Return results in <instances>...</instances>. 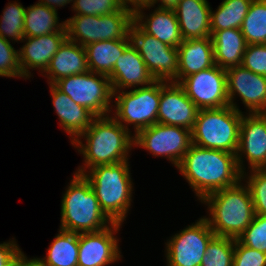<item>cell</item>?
<instances>
[{
    "label": "cell",
    "instance_id": "41",
    "mask_svg": "<svg viewBox=\"0 0 266 266\" xmlns=\"http://www.w3.org/2000/svg\"><path fill=\"white\" fill-rule=\"evenodd\" d=\"M41 2V4H45L46 6H48L51 9L57 10L56 7H62L70 2H72L73 0H39Z\"/></svg>",
    "mask_w": 266,
    "mask_h": 266
},
{
    "label": "cell",
    "instance_id": "21",
    "mask_svg": "<svg viewBox=\"0 0 266 266\" xmlns=\"http://www.w3.org/2000/svg\"><path fill=\"white\" fill-rule=\"evenodd\" d=\"M178 49L177 83L185 77L215 66L211 37L183 40Z\"/></svg>",
    "mask_w": 266,
    "mask_h": 266
},
{
    "label": "cell",
    "instance_id": "31",
    "mask_svg": "<svg viewBox=\"0 0 266 266\" xmlns=\"http://www.w3.org/2000/svg\"><path fill=\"white\" fill-rule=\"evenodd\" d=\"M235 239L215 236L206 248L200 266H233Z\"/></svg>",
    "mask_w": 266,
    "mask_h": 266
},
{
    "label": "cell",
    "instance_id": "17",
    "mask_svg": "<svg viewBox=\"0 0 266 266\" xmlns=\"http://www.w3.org/2000/svg\"><path fill=\"white\" fill-rule=\"evenodd\" d=\"M120 225L114 222L97 232L80 233L78 266H106L119 260L118 239L113 235Z\"/></svg>",
    "mask_w": 266,
    "mask_h": 266
},
{
    "label": "cell",
    "instance_id": "38",
    "mask_svg": "<svg viewBox=\"0 0 266 266\" xmlns=\"http://www.w3.org/2000/svg\"><path fill=\"white\" fill-rule=\"evenodd\" d=\"M233 266H266V253L242 245L235 239Z\"/></svg>",
    "mask_w": 266,
    "mask_h": 266
},
{
    "label": "cell",
    "instance_id": "32",
    "mask_svg": "<svg viewBox=\"0 0 266 266\" xmlns=\"http://www.w3.org/2000/svg\"><path fill=\"white\" fill-rule=\"evenodd\" d=\"M25 9L22 4L17 2L9 3L3 11L0 19V37L11 38L15 41H24V18Z\"/></svg>",
    "mask_w": 266,
    "mask_h": 266
},
{
    "label": "cell",
    "instance_id": "37",
    "mask_svg": "<svg viewBox=\"0 0 266 266\" xmlns=\"http://www.w3.org/2000/svg\"><path fill=\"white\" fill-rule=\"evenodd\" d=\"M241 65L256 74L266 76V44L247 45Z\"/></svg>",
    "mask_w": 266,
    "mask_h": 266
},
{
    "label": "cell",
    "instance_id": "36",
    "mask_svg": "<svg viewBox=\"0 0 266 266\" xmlns=\"http://www.w3.org/2000/svg\"><path fill=\"white\" fill-rule=\"evenodd\" d=\"M9 40L0 37V76L22 77L19 54Z\"/></svg>",
    "mask_w": 266,
    "mask_h": 266
},
{
    "label": "cell",
    "instance_id": "44",
    "mask_svg": "<svg viewBox=\"0 0 266 266\" xmlns=\"http://www.w3.org/2000/svg\"><path fill=\"white\" fill-rule=\"evenodd\" d=\"M262 169L266 172V165Z\"/></svg>",
    "mask_w": 266,
    "mask_h": 266
},
{
    "label": "cell",
    "instance_id": "35",
    "mask_svg": "<svg viewBox=\"0 0 266 266\" xmlns=\"http://www.w3.org/2000/svg\"><path fill=\"white\" fill-rule=\"evenodd\" d=\"M247 181L254 212L258 215H266V172L263 169H252Z\"/></svg>",
    "mask_w": 266,
    "mask_h": 266
},
{
    "label": "cell",
    "instance_id": "2",
    "mask_svg": "<svg viewBox=\"0 0 266 266\" xmlns=\"http://www.w3.org/2000/svg\"><path fill=\"white\" fill-rule=\"evenodd\" d=\"M79 137L86 139V145ZM72 144L80 148L78 151L83 154L84 166L91 169L98 165H111L128 160V151L134 144V137L132 138L129 129L114 117L97 116Z\"/></svg>",
    "mask_w": 266,
    "mask_h": 266
},
{
    "label": "cell",
    "instance_id": "33",
    "mask_svg": "<svg viewBox=\"0 0 266 266\" xmlns=\"http://www.w3.org/2000/svg\"><path fill=\"white\" fill-rule=\"evenodd\" d=\"M237 240L242 245L266 253V215L255 214L250 225Z\"/></svg>",
    "mask_w": 266,
    "mask_h": 266
},
{
    "label": "cell",
    "instance_id": "43",
    "mask_svg": "<svg viewBox=\"0 0 266 266\" xmlns=\"http://www.w3.org/2000/svg\"><path fill=\"white\" fill-rule=\"evenodd\" d=\"M15 266H39L33 259H27L24 255Z\"/></svg>",
    "mask_w": 266,
    "mask_h": 266
},
{
    "label": "cell",
    "instance_id": "14",
    "mask_svg": "<svg viewBox=\"0 0 266 266\" xmlns=\"http://www.w3.org/2000/svg\"><path fill=\"white\" fill-rule=\"evenodd\" d=\"M229 105L240 111L233 98L239 94L249 113H266V76L256 74L242 65L226 69Z\"/></svg>",
    "mask_w": 266,
    "mask_h": 266
},
{
    "label": "cell",
    "instance_id": "42",
    "mask_svg": "<svg viewBox=\"0 0 266 266\" xmlns=\"http://www.w3.org/2000/svg\"><path fill=\"white\" fill-rule=\"evenodd\" d=\"M157 1L161 2V5L159 6V8H170V9H173L176 6V4L179 2V0H153V5L142 6L140 8L145 9V7H146L148 9V8L154 6V4Z\"/></svg>",
    "mask_w": 266,
    "mask_h": 266
},
{
    "label": "cell",
    "instance_id": "1",
    "mask_svg": "<svg viewBox=\"0 0 266 266\" xmlns=\"http://www.w3.org/2000/svg\"><path fill=\"white\" fill-rule=\"evenodd\" d=\"M177 168L200 200L217 190L234 186L242 179L235 153L202 148L193 143Z\"/></svg>",
    "mask_w": 266,
    "mask_h": 266
},
{
    "label": "cell",
    "instance_id": "27",
    "mask_svg": "<svg viewBox=\"0 0 266 266\" xmlns=\"http://www.w3.org/2000/svg\"><path fill=\"white\" fill-rule=\"evenodd\" d=\"M44 259L33 258L39 266H78L79 234L60 229Z\"/></svg>",
    "mask_w": 266,
    "mask_h": 266
},
{
    "label": "cell",
    "instance_id": "7",
    "mask_svg": "<svg viewBox=\"0 0 266 266\" xmlns=\"http://www.w3.org/2000/svg\"><path fill=\"white\" fill-rule=\"evenodd\" d=\"M133 22L134 11L123 6L109 15H74L65 21V28L67 39L85 47L98 41L130 39Z\"/></svg>",
    "mask_w": 266,
    "mask_h": 266
},
{
    "label": "cell",
    "instance_id": "10",
    "mask_svg": "<svg viewBox=\"0 0 266 266\" xmlns=\"http://www.w3.org/2000/svg\"><path fill=\"white\" fill-rule=\"evenodd\" d=\"M129 37L155 80L177 83L178 49L145 33L135 22Z\"/></svg>",
    "mask_w": 266,
    "mask_h": 266
},
{
    "label": "cell",
    "instance_id": "5",
    "mask_svg": "<svg viewBox=\"0 0 266 266\" xmlns=\"http://www.w3.org/2000/svg\"><path fill=\"white\" fill-rule=\"evenodd\" d=\"M61 202L62 230L78 234L97 232L114 223L101 209L95 192L83 174H74Z\"/></svg>",
    "mask_w": 266,
    "mask_h": 266
},
{
    "label": "cell",
    "instance_id": "34",
    "mask_svg": "<svg viewBox=\"0 0 266 266\" xmlns=\"http://www.w3.org/2000/svg\"><path fill=\"white\" fill-rule=\"evenodd\" d=\"M75 15H109L119 11L123 0H73Z\"/></svg>",
    "mask_w": 266,
    "mask_h": 266
},
{
    "label": "cell",
    "instance_id": "6",
    "mask_svg": "<svg viewBox=\"0 0 266 266\" xmlns=\"http://www.w3.org/2000/svg\"><path fill=\"white\" fill-rule=\"evenodd\" d=\"M242 113L230 105L198 110L191 130L192 143L237 154Z\"/></svg>",
    "mask_w": 266,
    "mask_h": 266
},
{
    "label": "cell",
    "instance_id": "28",
    "mask_svg": "<svg viewBox=\"0 0 266 266\" xmlns=\"http://www.w3.org/2000/svg\"><path fill=\"white\" fill-rule=\"evenodd\" d=\"M57 10L36 3L25 9L24 37H37L66 31L65 22L59 23Z\"/></svg>",
    "mask_w": 266,
    "mask_h": 266
},
{
    "label": "cell",
    "instance_id": "16",
    "mask_svg": "<svg viewBox=\"0 0 266 266\" xmlns=\"http://www.w3.org/2000/svg\"><path fill=\"white\" fill-rule=\"evenodd\" d=\"M198 110L179 83L160 80V102L157 123L180 126L191 131Z\"/></svg>",
    "mask_w": 266,
    "mask_h": 266
},
{
    "label": "cell",
    "instance_id": "19",
    "mask_svg": "<svg viewBox=\"0 0 266 266\" xmlns=\"http://www.w3.org/2000/svg\"><path fill=\"white\" fill-rule=\"evenodd\" d=\"M113 92L138 85H150L155 78L149 72L142 57L130 43L117 59L113 71L108 75Z\"/></svg>",
    "mask_w": 266,
    "mask_h": 266
},
{
    "label": "cell",
    "instance_id": "20",
    "mask_svg": "<svg viewBox=\"0 0 266 266\" xmlns=\"http://www.w3.org/2000/svg\"><path fill=\"white\" fill-rule=\"evenodd\" d=\"M173 10L183 40L211 37V8L207 0H179Z\"/></svg>",
    "mask_w": 266,
    "mask_h": 266
},
{
    "label": "cell",
    "instance_id": "29",
    "mask_svg": "<svg viewBox=\"0 0 266 266\" xmlns=\"http://www.w3.org/2000/svg\"><path fill=\"white\" fill-rule=\"evenodd\" d=\"M253 0H223L216 12L210 11L211 36L218 30L240 29Z\"/></svg>",
    "mask_w": 266,
    "mask_h": 266
},
{
    "label": "cell",
    "instance_id": "22",
    "mask_svg": "<svg viewBox=\"0 0 266 266\" xmlns=\"http://www.w3.org/2000/svg\"><path fill=\"white\" fill-rule=\"evenodd\" d=\"M141 8L134 11V22L147 34L156 37L161 42L177 48L183 41L175 11L170 8H156L143 21ZM144 22V23H143Z\"/></svg>",
    "mask_w": 266,
    "mask_h": 266
},
{
    "label": "cell",
    "instance_id": "12",
    "mask_svg": "<svg viewBox=\"0 0 266 266\" xmlns=\"http://www.w3.org/2000/svg\"><path fill=\"white\" fill-rule=\"evenodd\" d=\"M215 237L205 217L167 242V266H200L208 243Z\"/></svg>",
    "mask_w": 266,
    "mask_h": 266
},
{
    "label": "cell",
    "instance_id": "11",
    "mask_svg": "<svg viewBox=\"0 0 266 266\" xmlns=\"http://www.w3.org/2000/svg\"><path fill=\"white\" fill-rule=\"evenodd\" d=\"M132 137L135 146L147 149L153 156H166L176 167L192 144L189 129L159 123L139 130Z\"/></svg>",
    "mask_w": 266,
    "mask_h": 266
},
{
    "label": "cell",
    "instance_id": "4",
    "mask_svg": "<svg viewBox=\"0 0 266 266\" xmlns=\"http://www.w3.org/2000/svg\"><path fill=\"white\" fill-rule=\"evenodd\" d=\"M128 160L111 165H98L86 173L80 167L76 173L83 174L89 181L104 213L116 223L125 220L131 206L132 182Z\"/></svg>",
    "mask_w": 266,
    "mask_h": 266
},
{
    "label": "cell",
    "instance_id": "39",
    "mask_svg": "<svg viewBox=\"0 0 266 266\" xmlns=\"http://www.w3.org/2000/svg\"><path fill=\"white\" fill-rule=\"evenodd\" d=\"M23 256L15 241L0 244V266H15Z\"/></svg>",
    "mask_w": 266,
    "mask_h": 266
},
{
    "label": "cell",
    "instance_id": "30",
    "mask_svg": "<svg viewBox=\"0 0 266 266\" xmlns=\"http://www.w3.org/2000/svg\"><path fill=\"white\" fill-rule=\"evenodd\" d=\"M248 45L266 44V0H253L240 28Z\"/></svg>",
    "mask_w": 266,
    "mask_h": 266
},
{
    "label": "cell",
    "instance_id": "26",
    "mask_svg": "<svg viewBox=\"0 0 266 266\" xmlns=\"http://www.w3.org/2000/svg\"><path fill=\"white\" fill-rule=\"evenodd\" d=\"M131 43L130 39L93 42L85 46L88 70L109 75L117 59Z\"/></svg>",
    "mask_w": 266,
    "mask_h": 266
},
{
    "label": "cell",
    "instance_id": "24",
    "mask_svg": "<svg viewBox=\"0 0 266 266\" xmlns=\"http://www.w3.org/2000/svg\"><path fill=\"white\" fill-rule=\"evenodd\" d=\"M87 71L89 70L85 47L66 39L54 54L45 72L49 75V84H55L62 78Z\"/></svg>",
    "mask_w": 266,
    "mask_h": 266
},
{
    "label": "cell",
    "instance_id": "25",
    "mask_svg": "<svg viewBox=\"0 0 266 266\" xmlns=\"http://www.w3.org/2000/svg\"><path fill=\"white\" fill-rule=\"evenodd\" d=\"M215 65L228 69L240 66L247 42L240 29L218 30L212 36Z\"/></svg>",
    "mask_w": 266,
    "mask_h": 266
},
{
    "label": "cell",
    "instance_id": "15",
    "mask_svg": "<svg viewBox=\"0 0 266 266\" xmlns=\"http://www.w3.org/2000/svg\"><path fill=\"white\" fill-rule=\"evenodd\" d=\"M239 152L245 153L251 170L262 169L266 165V113H249L241 118L236 161L243 179V160Z\"/></svg>",
    "mask_w": 266,
    "mask_h": 266
},
{
    "label": "cell",
    "instance_id": "40",
    "mask_svg": "<svg viewBox=\"0 0 266 266\" xmlns=\"http://www.w3.org/2000/svg\"><path fill=\"white\" fill-rule=\"evenodd\" d=\"M124 6L132 9L135 11L137 8H140L142 6H150L153 5V0H123ZM127 4L133 5V7H129Z\"/></svg>",
    "mask_w": 266,
    "mask_h": 266
},
{
    "label": "cell",
    "instance_id": "3",
    "mask_svg": "<svg viewBox=\"0 0 266 266\" xmlns=\"http://www.w3.org/2000/svg\"><path fill=\"white\" fill-rule=\"evenodd\" d=\"M240 183L210 193L201 200L208 204L211 217L205 219L215 236L237 239L255 216L249 188Z\"/></svg>",
    "mask_w": 266,
    "mask_h": 266
},
{
    "label": "cell",
    "instance_id": "9",
    "mask_svg": "<svg viewBox=\"0 0 266 266\" xmlns=\"http://www.w3.org/2000/svg\"><path fill=\"white\" fill-rule=\"evenodd\" d=\"M120 94H119V93ZM113 92L115 96L116 112L114 118L125 128L133 124L135 133L157 123V114L160 102V80L150 85L135 88L129 92Z\"/></svg>",
    "mask_w": 266,
    "mask_h": 266
},
{
    "label": "cell",
    "instance_id": "8",
    "mask_svg": "<svg viewBox=\"0 0 266 266\" xmlns=\"http://www.w3.org/2000/svg\"><path fill=\"white\" fill-rule=\"evenodd\" d=\"M54 85L95 117L106 116L111 111L109 104L114 96L107 75L87 71L62 78Z\"/></svg>",
    "mask_w": 266,
    "mask_h": 266
},
{
    "label": "cell",
    "instance_id": "23",
    "mask_svg": "<svg viewBox=\"0 0 266 266\" xmlns=\"http://www.w3.org/2000/svg\"><path fill=\"white\" fill-rule=\"evenodd\" d=\"M53 107L62 128L70 134L72 141L88 129L95 116L86 108L76 104L71 98L50 84ZM74 136V137H73Z\"/></svg>",
    "mask_w": 266,
    "mask_h": 266
},
{
    "label": "cell",
    "instance_id": "13",
    "mask_svg": "<svg viewBox=\"0 0 266 266\" xmlns=\"http://www.w3.org/2000/svg\"><path fill=\"white\" fill-rule=\"evenodd\" d=\"M179 84L199 110L229 106L226 69L218 65L187 76Z\"/></svg>",
    "mask_w": 266,
    "mask_h": 266
},
{
    "label": "cell",
    "instance_id": "18",
    "mask_svg": "<svg viewBox=\"0 0 266 266\" xmlns=\"http://www.w3.org/2000/svg\"><path fill=\"white\" fill-rule=\"evenodd\" d=\"M25 39L26 44L18 51L19 65L22 77L29 78L31 72L28 68L46 71L54 54L67 39V34L66 31H58L37 37H24Z\"/></svg>",
    "mask_w": 266,
    "mask_h": 266
}]
</instances>
